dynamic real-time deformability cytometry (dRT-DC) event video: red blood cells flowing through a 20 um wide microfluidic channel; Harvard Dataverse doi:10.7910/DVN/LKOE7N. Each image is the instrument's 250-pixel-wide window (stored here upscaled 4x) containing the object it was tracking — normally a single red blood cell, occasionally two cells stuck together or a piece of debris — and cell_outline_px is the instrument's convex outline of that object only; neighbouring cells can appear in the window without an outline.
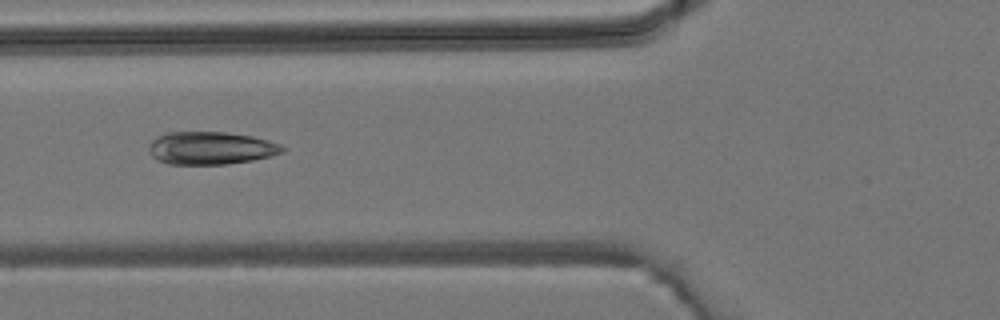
{"species": "common noctule bat (a hibernating species)", "species_latin": "Nyctalus noctula", "temperature_condition": "room temperature", "stored_images_in_passage": 4, "camera_frame_rate_fps": 3000, "um_per_image_px": 0.085, "animal": {"sex": "male", "body_mass_g": 19.2, "forearm_length_mm": 51.8}, "frame": {"image": 1, "passage_image": 4, "time_ms": 3.333, "image_size_px": [1000, 320], "cell_outline_px": [[288, 148], [284, 152], [272, 156], [252, 160], [228, 164], [168, 164], [152, 156], [148, 148], [148, 144], [156, 136], [168, 132], [224, 132], [252, 136], [268, 140], [280, 144]], "centroid_in_image_um": [17.94, 12.58], "position_along_channel_um": 107.9, "area_um2": 25.66}}